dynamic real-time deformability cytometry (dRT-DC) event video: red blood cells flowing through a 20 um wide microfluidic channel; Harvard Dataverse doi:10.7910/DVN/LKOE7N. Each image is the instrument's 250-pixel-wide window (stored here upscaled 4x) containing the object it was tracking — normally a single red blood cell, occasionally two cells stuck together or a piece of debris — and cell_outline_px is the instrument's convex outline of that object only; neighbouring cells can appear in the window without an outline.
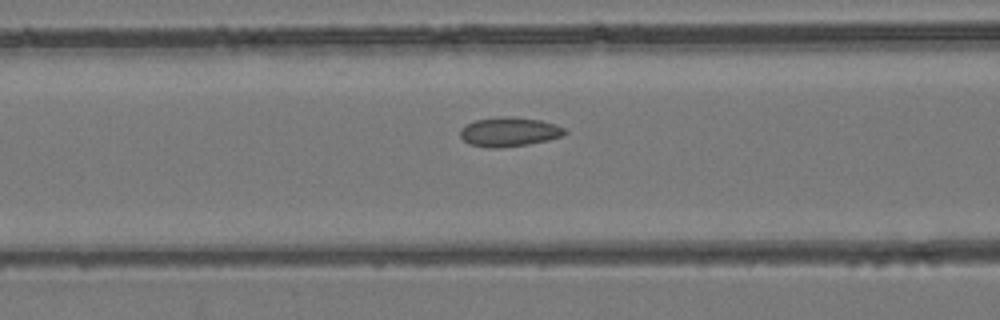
{"species": "common noctule bat (a hibernating species)", "species_latin": "Nyctalus noctula", "temperature_condition": "room temperature", "stored_images_in_passage": 34, "camera_frame_rate_fps": 3000, "um_per_image_px": 0.085, "animal": {"sex": "female", "body_mass_g": 24.6, "forearm_length_mm": 56.2}, "frame": {"image": 1, "passage_image": 6, "time_ms": 1.667, "image_size_px": [1000, 320], "cell_outline_px": [[568, 132], [564, 136], [548, 140], [528, 144], [496, 148], [488, 148], [468, 144], [460, 136], [460, 128], [464, 124], [476, 120], [500, 116], [512, 116], [540, 120], [556, 124], [564, 128]], "centroid_in_image_um": [43.27, 11.2], "position_along_channel_um": 123.3, "area_um2": 18.09}}
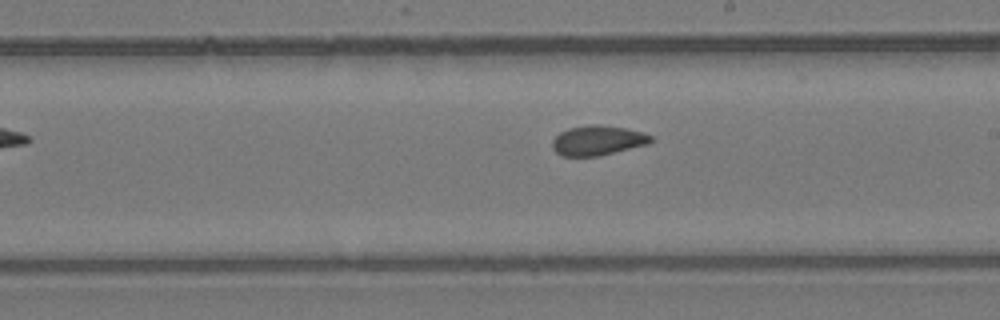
{"frame": {"image": 2, "passage_image": 14, "time_ms": 4.333, "image_size_px": [1000, 320], "cell_outline_px": [[652, 140], [648, 144], [600, 156], [564, 156], [556, 152], [552, 148], [552, 140], [560, 132], [568, 128], [592, 124], [600, 124], [624, 128], [640, 132], [652, 136]], "centroid_in_image_um": [50.78, 11.94], "position_along_channel_um": 238.2, "area_um2": 17.05}}
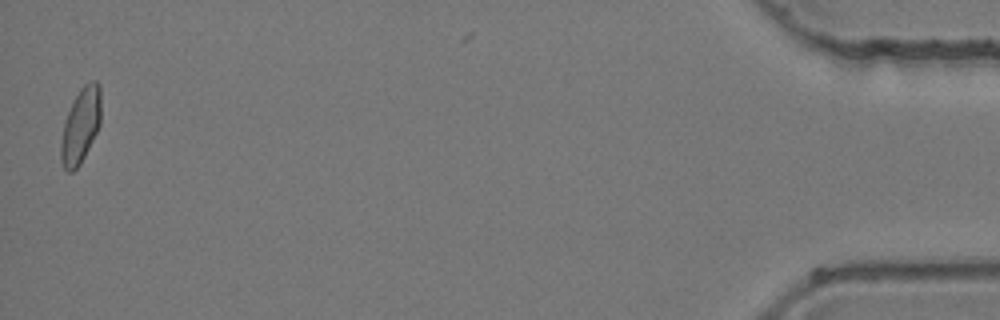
{"frame": {"image": 3, "passage_image": 34, "time_ms": 11.0, "image_size_px": [1000, 320], "cell_outline_px": [[100, 124], [80, 164], [72, 172], [68, 172], [64, 168], [60, 160], [60, 144], [64, 120], [76, 96], [84, 84], [92, 80], [96, 80], [100, 84]], "centroid_in_image_um": [6.84, 10.68], "position_along_channel_um": 428.4, "area_um2": 17.34}}